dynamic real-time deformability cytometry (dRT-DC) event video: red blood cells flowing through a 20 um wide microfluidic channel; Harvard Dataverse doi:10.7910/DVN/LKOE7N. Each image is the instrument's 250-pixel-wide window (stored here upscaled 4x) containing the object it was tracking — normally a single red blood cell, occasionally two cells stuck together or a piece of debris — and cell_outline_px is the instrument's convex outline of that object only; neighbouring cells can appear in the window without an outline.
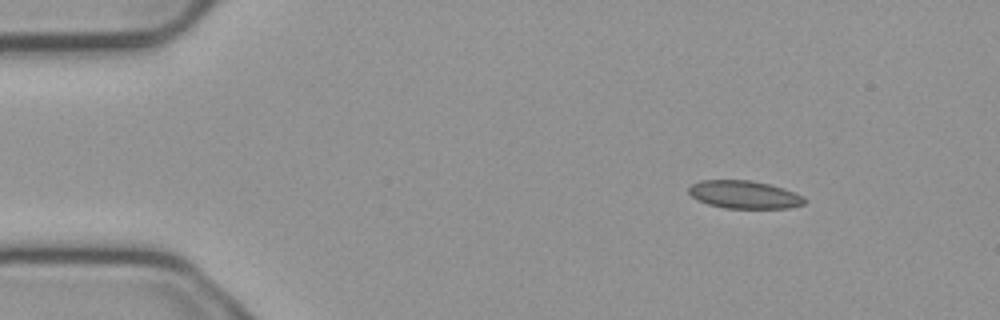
{"species": "common noctule bat (a hibernating species)", "species_latin": "Nyctalus noctula", "temperature_condition": "cold", "stored_images_in_passage": 3, "camera_frame_rate_fps": 3000, "um_per_image_px": 0.085, "animal": {"sex": "male", "body_mass_g": 23.1, "forearm_length_mm": 52.7}, "frame": {"image": 1, "passage_image": 1, "time_ms": 0.0, "image_size_px": [1000, 320], "cell_outline_px": [[808, 200], [804, 204], [788, 208], [724, 208], [708, 204], [696, 200], [688, 192], [688, 188], [692, 184], [700, 180], [752, 180], [784, 188], [804, 196]], "centroid_in_image_um": [63.27, 16.54], "position_along_channel_um": 21.7, "area_um2": 18.96}}
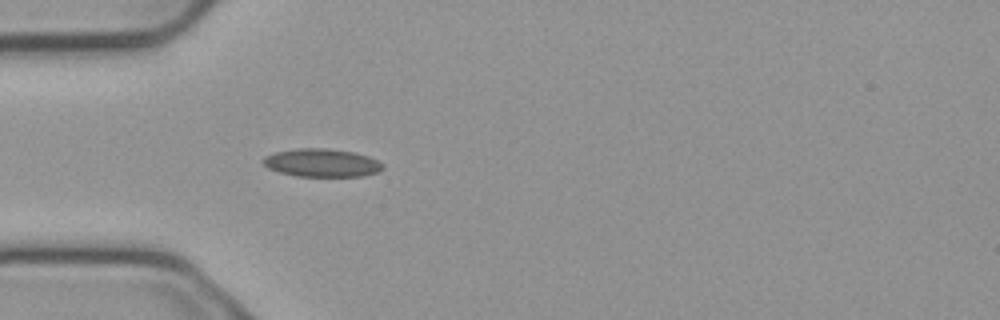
{"frame": {"image": 2, "passage_image": 3, "time_ms": 0.667, "image_size_px": [1000, 320], "cell_outline_px": [[384, 168], [380, 172], [360, 176], [296, 176], [280, 172], [268, 168], [264, 164], [264, 156], [276, 152], [300, 148], [324, 148], [352, 152], [368, 156], [384, 164]], "centroid_in_image_um": [27.38, 13.84], "position_along_channel_um": 57.6, "area_um2": 19.42}}